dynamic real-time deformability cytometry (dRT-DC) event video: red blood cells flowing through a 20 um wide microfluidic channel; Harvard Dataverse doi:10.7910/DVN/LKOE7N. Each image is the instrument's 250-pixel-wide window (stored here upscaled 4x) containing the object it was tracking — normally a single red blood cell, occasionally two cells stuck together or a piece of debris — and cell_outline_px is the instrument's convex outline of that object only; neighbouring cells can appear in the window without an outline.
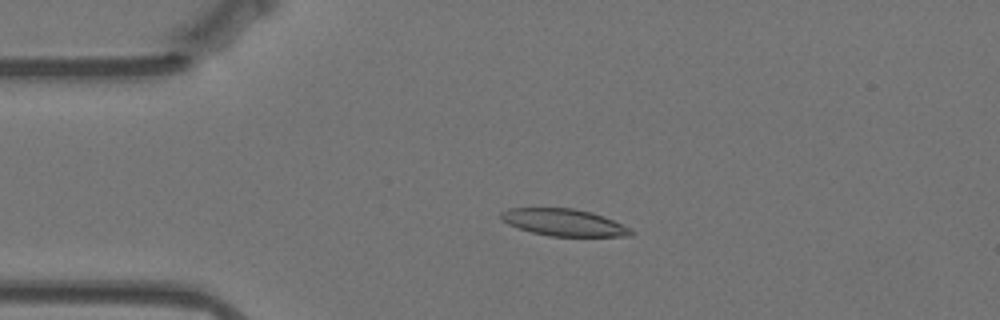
{"species": "Egyptian fruit bat (a non-hibernating species)", "species_latin": "Rousettus aegyptiacus", "temperature_condition": "warm", "stored_images_in_passage": 51, "camera_frame_rate_fps": 3000, "um_per_image_px": 0.085, "animal": {"sex": "female"}, "frame": {"image": 1, "passage_image": 6, "time_ms": 1.667, "image_size_px": [1000, 320], "cell_outline_px": [[636, 232], [632, 236], [548, 236], [532, 232], [508, 224], [500, 220], [500, 212], [508, 208], [572, 208], [592, 212], [604, 216], [632, 228]], "centroid_in_image_um": [47.96, 18.91], "position_along_channel_um": 37.0, "area_um2": 20.63}}
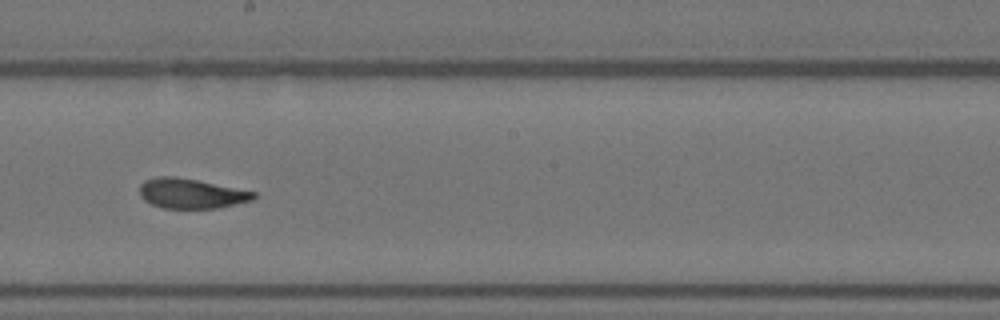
{"frame": {"image": 2, "passage_image": 25, "time_ms": 8.0, "image_size_px": [1000, 320], "cell_outline_px": [[256, 196], [252, 200], [216, 208], [164, 208], [152, 204], [144, 200], [140, 196], [140, 184], [144, 180], [156, 176], [176, 176], [256, 192]], "centroid_in_image_um": [16.2, 16.44], "position_along_channel_um": 232.0, "area_um2": 19.71}}
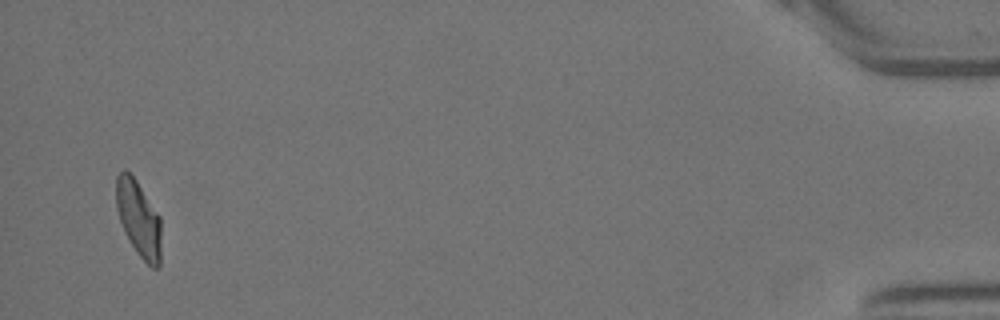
{"frame": {"image": 3, "passage_image": 49, "time_ms": 16.0, "image_size_px": [1000, 320], "cell_outline_px": [[160, 264], [156, 268], [152, 268], [136, 252], [124, 232], [116, 208], [116, 176], [124, 168], [136, 180], [160, 216]], "centroid_in_image_um": [11.77, 18.58], "position_along_channel_um": 423.4, "area_um2": 19.83}, "authors_computed_cell_mechanics": {"area_um2": 20.6346, "velocity_mm_per_s": 3.5061, "shape_relaxation_time_tau1_ms": null, "shape_relaxation_time_tau2_ms": 1.7648, "deformation_change_tau1": null, "deformation_change_tau2": 0.0845}}